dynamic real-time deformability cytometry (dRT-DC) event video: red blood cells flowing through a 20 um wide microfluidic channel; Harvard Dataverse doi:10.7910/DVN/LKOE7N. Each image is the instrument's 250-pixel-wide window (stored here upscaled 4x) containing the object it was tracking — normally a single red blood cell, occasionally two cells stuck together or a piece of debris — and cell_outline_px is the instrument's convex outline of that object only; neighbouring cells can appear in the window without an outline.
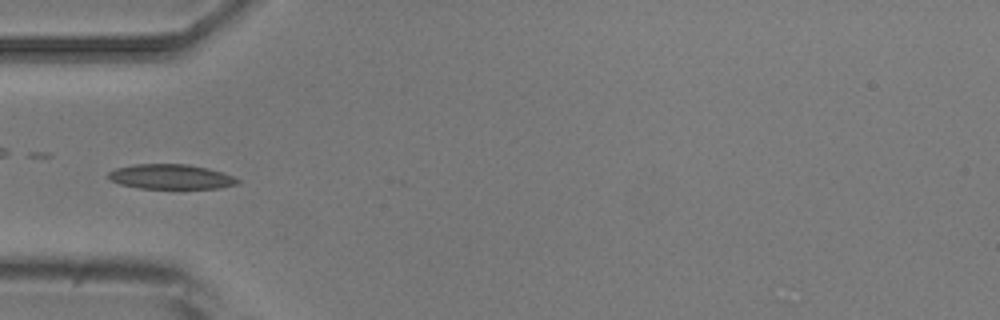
{"species": "common noctule bat (a hibernating species)", "species_latin": "Nyctalus noctula", "temperature_condition": "room temperature", "stored_images_in_passage": 8, "camera_frame_rate_fps": 3000, "um_per_image_px": 0.085, "animal": {"sex": "male", "body_mass_g": 20.5, "forearm_length_mm": 52.5}, "frame": {"image": 1, "passage_image": 6, "time_ms": 6.0, "image_size_px": [1000, 320], "cell_outline_px": [[240, 184], [220, 188], [136, 188], [120, 184], [108, 180], [108, 172], [116, 168], [132, 164], [188, 164], [208, 168], [232, 176], [240, 180]], "centroid_in_image_um": [14.49, 15.02], "position_along_channel_um": 70.5, "area_um2": 18.79}}
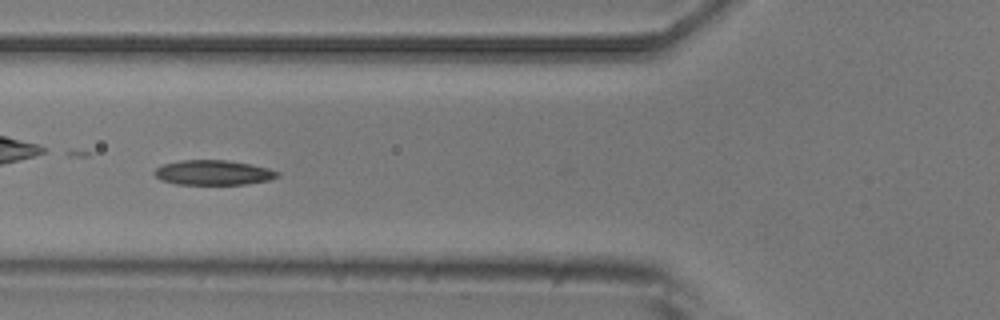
{"frame": {"image": 2, "passage_image": 7, "time_ms": 7.0, "image_size_px": [1000, 320], "cell_outline_px": [[280, 176], [268, 180], [244, 184], [176, 184], [160, 180], [152, 172], [156, 168], [164, 164], [180, 160], [224, 160], [248, 164], [268, 168], [280, 172]], "centroid_in_image_um": [18.1, 14.67], "position_along_channel_um": 107.7, "area_um2": 17.69}}
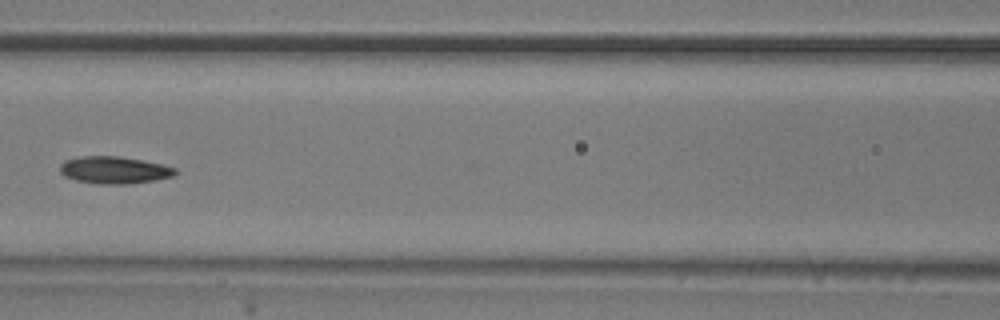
{"frame": {"image": 3, "passage_image": 8, "time_ms": 8.333, "image_size_px": [1000, 320], "cell_outline_px": [[180, 172], [172, 176], [156, 180], [128, 184], [100, 184], [76, 180], [64, 176], [60, 172], [60, 164], [64, 160], [80, 156], [120, 156], [160, 164], [176, 168]], "centroid_in_image_um": [9.7, 14.45], "position_along_channel_um": 156.9, "area_um2": 18.32}}